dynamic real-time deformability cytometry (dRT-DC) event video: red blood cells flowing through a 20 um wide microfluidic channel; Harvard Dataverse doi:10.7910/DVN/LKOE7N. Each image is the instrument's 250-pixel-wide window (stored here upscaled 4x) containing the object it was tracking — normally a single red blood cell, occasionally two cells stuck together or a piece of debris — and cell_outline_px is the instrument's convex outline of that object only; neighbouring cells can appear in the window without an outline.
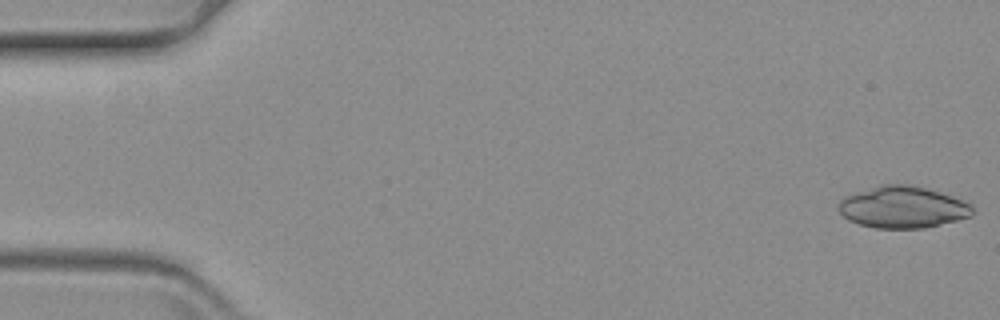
{"species": "common noctule bat (a hibernating species)", "species_latin": "Nyctalus noctula", "temperature_condition": "warm", "stored_images_in_passage": 60, "camera_frame_rate_fps": 3000, "um_per_image_px": 0.085, "animal": {"sex": "female", "body_mass_g": 19.3, "forearm_length_mm": 54.1}, "frame": {"image": 1, "passage_image": 1, "time_ms": 0.0, "image_size_px": [1000, 320], "cell_outline_px": [[972, 216], [924, 228], [876, 228], [860, 224], [848, 220], [840, 212], [836, 204], [844, 196], [880, 184], [908, 184], [940, 192], [952, 196], [972, 204]], "centroid_in_image_um": [76.7, 17.6], "position_along_channel_um": 8.3, "area_um2": 32.54}}